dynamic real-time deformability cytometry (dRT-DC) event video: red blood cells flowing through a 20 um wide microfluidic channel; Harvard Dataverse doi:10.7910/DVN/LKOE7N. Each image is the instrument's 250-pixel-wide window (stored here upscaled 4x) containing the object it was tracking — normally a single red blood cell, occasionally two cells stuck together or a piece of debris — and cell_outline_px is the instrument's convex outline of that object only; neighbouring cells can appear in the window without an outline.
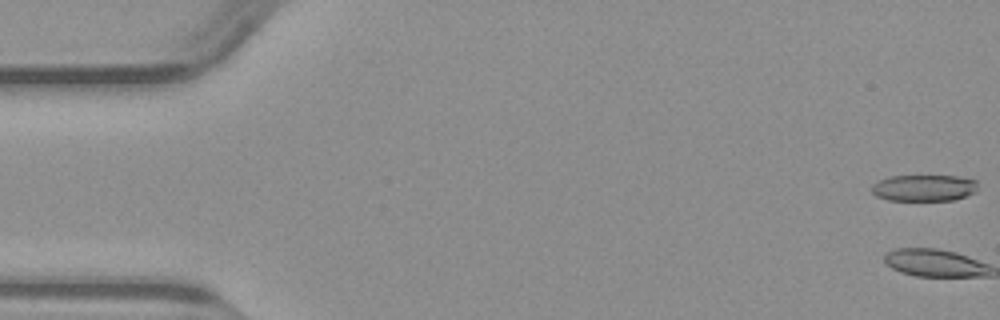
{"species": "common noctule bat (a hibernating species)", "species_latin": "Nyctalus noctula", "temperature_condition": "warm", "stored_images_in_passage": 50, "camera_frame_rate_fps": 3000, "um_per_image_px": 0.085, "animal": {"sex": "male", "body_mass_g": 23.1, "forearm_length_mm": 52.7}, "frame": {"image": 1, "passage_image": 1, "time_ms": 0.0, "image_size_px": [1000, 320], "cell_outline_px": [[976, 192], [952, 200], [888, 200], [876, 196], [872, 192], [872, 184], [888, 176], [956, 176], [976, 180]], "centroid_in_image_um": [78.51, 15.97], "position_along_channel_um": 6.5, "area_um2": 16.24}}
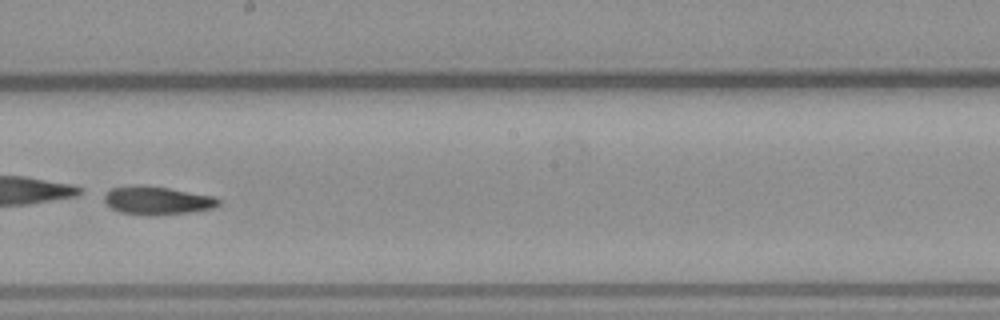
{"frame": {"image": 2, "passage_image": 29, "time_ms": 9.333, "image_size_px": [1000, 320], "cell_outline_px": [[220, 204], [212, 208], [192, 212], [156, 216], [152, 216], [120, 212], [112, 208], [104, 200], [104, 196], [112, 188], [136, 184], [168, 188], [216, 196], [220, 200]], "centroid_in_image_um": [13.4, 17.05], "position_along_channel_um": 234.8, "area_um2": 18.9}}